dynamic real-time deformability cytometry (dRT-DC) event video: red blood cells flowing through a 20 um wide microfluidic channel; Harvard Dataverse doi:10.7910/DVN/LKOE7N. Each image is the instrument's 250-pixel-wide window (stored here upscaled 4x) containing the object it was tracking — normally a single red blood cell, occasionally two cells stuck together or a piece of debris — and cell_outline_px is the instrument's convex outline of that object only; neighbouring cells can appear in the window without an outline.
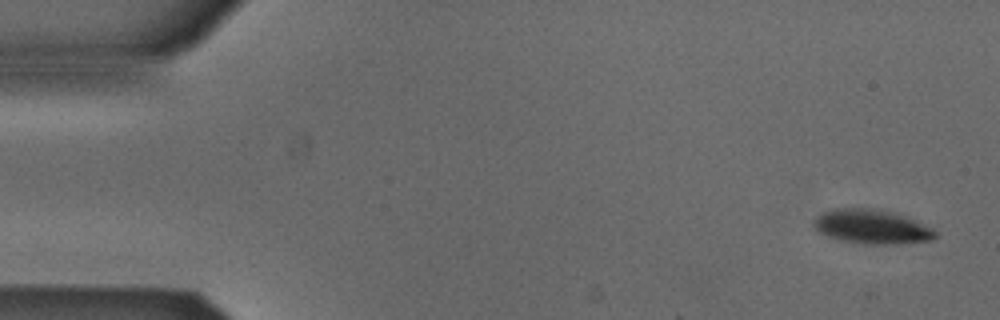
{"species": "Egyptian fruit bat (a non-hibernating species)", "species_latin": "Rousettus aegyptiacus", "temperature_condition": "cold", "stored_images_in_passage": 15, "camera_frame_rate_fps": 3000, "um_per_image_px": 0.085, "animal": {"sex": "male"}, "frame": {"image": 1, "passage_image": 1, "time_ms": 0.0, "image_size_px": [1000, 320], "cell_outline_px": [[936, 236], [928, 240], [896, 244], [864, 244], [844, 240], [828, 236], [820, 232], [812, 224], [812, 220], [816, 216], [832, 208], [876, 208], [896, 212], [932, 228], [936, 232]], "centroid_in_image_um": [74.07, 19.25], "position_along_channel_um": 10.9, "area_um2": 24.16}}
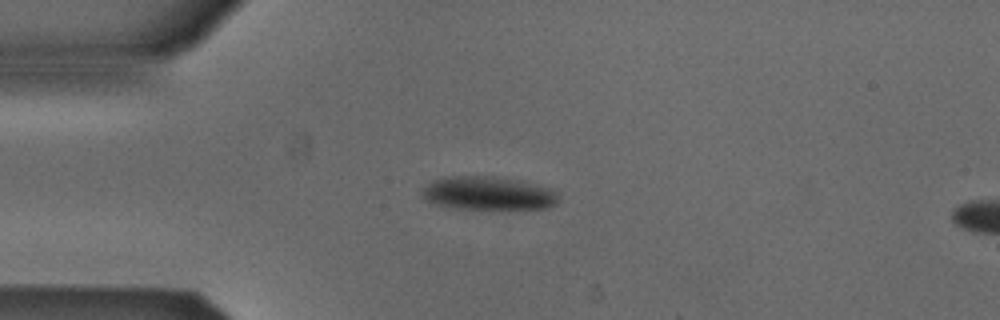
{"frame": {"image": 2, "passage_image": 12, "time_ms": 3.667, "image_size_px": [1000, 320], "cell_outline_px": [[560, 200], [544, 208], [444, 208], [424, 200], [420, 192], [432, 180], [444, 176], [492, 176], [520, 180], [540, 184], [552, 188], [556, 192]], "centroid_in_image_um": [41.45, 16.41], "position_along_channel_um": 43.6, "area_um2": 26.82}}